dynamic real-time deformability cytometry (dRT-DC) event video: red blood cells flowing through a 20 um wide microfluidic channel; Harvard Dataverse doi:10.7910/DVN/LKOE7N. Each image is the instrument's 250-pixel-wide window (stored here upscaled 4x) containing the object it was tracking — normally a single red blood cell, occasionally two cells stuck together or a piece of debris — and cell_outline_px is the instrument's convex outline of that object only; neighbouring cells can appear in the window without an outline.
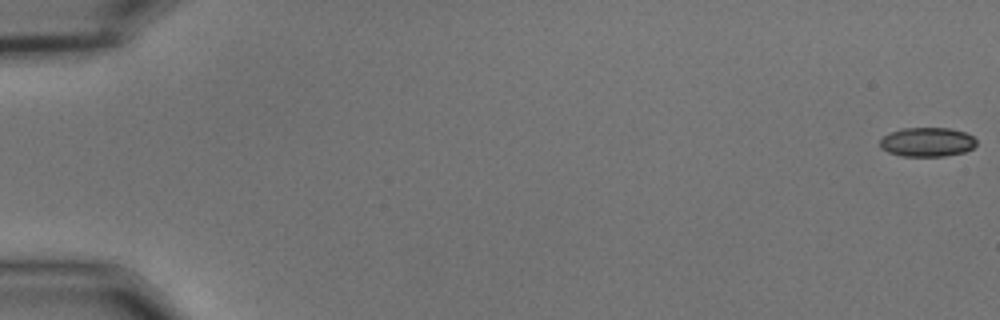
{"species": "common noctule bat (a hibernating species)", "species_latin": "Nyctalus noctula", "temperature_condition": "cold", "stored_images_in_passage": 56, "camera_frame_rate_fps": 3000, "um_per_image_px": 0.085, "animal": {"sex": "male", "body_mass_g": 15.6}, "frame": {"image": 1, "passage_image": 1, "time_ms": 0.0, "image_size_px": [1000, 320], "cell_outline_px": [[976, 144], [972, 148], [964, 152], [944, 156], [900, 156], [888, 152], [880, 148], [880, 140], [884, 136], [892, 132], [904, 128], [948, 128], [964, 132], [972, 136], [976, 140]], "centroid_in_image_um": [78.8, 12.08], "position_along_channel_um": 6.2, "area_um2": 16.3}}
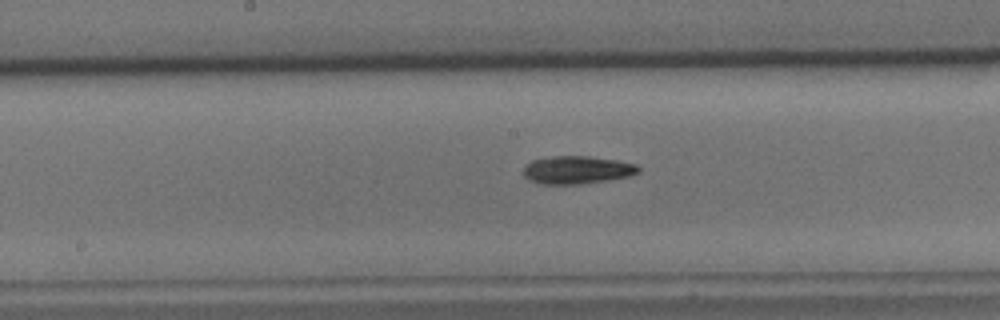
{"frame": {"image": 2, "passage_image": 30, "time_ms": 9.667, "image_size_px": [1000, 320], "cell_outline_px": [[640, 172], [628, 176], [580, 184], [540, 184], [528, 180], [524, 176], [524, 168], [532, 160], [556, 156], [588, 156], [616, 160], [636, 164], [640, 168]], "centroid_in_image_um": [49.04, 14.44], "position_along_channel_um": 199.2, "area_um2": 18.5}}
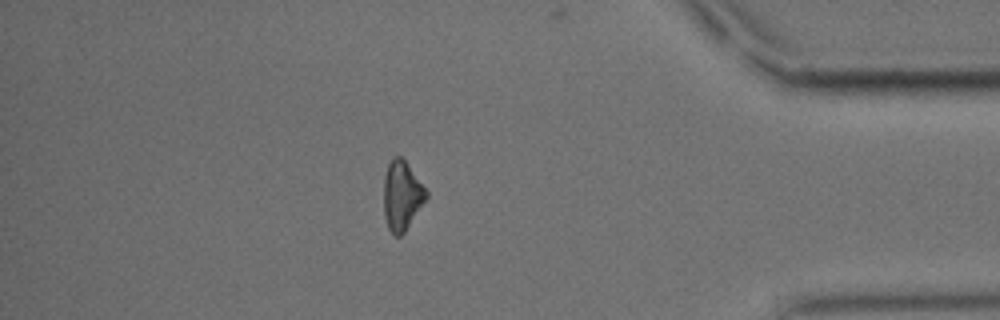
{"frame": {"image": 3, "passage_image": 49, "time_ms": 16.0, "image_size_px": [1000, 320], "cell_outline_px": [[428, 196], [404, 232], [400, 236], [396, 236], [388, 228], [384, 216], [384, 176], [388, 164], [392, 156], [400, 156], [404, 160], [428, 192]], "centroid_in_image_um": [34.14, 16.61], "position_along_channel_um": 401.1, "area_um2": 16.88}, "authors_computed_cell_mechanics": {"area_um2": 17.7446, "velocity_mm_per_s": 3.6874, "shape_relaxation_time_tau1_ms": 3.7824, "shape_relaxation_time_tau2_ms": 7.8969, "deformation_change_tau1": 0.121, "deformation_change_tau2": 0.1774}}